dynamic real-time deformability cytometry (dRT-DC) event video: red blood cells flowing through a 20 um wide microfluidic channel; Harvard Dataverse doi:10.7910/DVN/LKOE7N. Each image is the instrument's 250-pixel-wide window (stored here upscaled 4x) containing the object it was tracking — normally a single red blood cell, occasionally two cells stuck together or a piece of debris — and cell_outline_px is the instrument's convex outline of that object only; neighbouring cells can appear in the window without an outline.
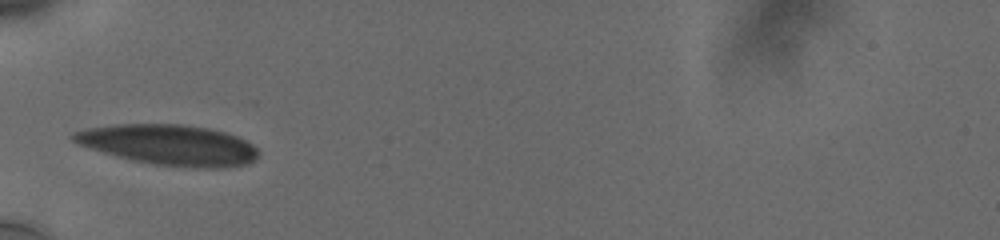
{"species": "human", "species_latin": "Homo sapiens", "temperature_condition": "cold", "stored_images_in_passage": 49, "camera_frame_rate_fps": 3000, "um_per_image_px": 0.085, "donor": {"sex": "male"}, "frame": {"image": 1, "passage_image": 1, "time_ms": 0.0, "image_size_px": [1000, 240], "cell_outline_px": [[260, 152], [256, 160], [248, 164], [228, 168], [192, 168], [152, 164], [132, 160], [116, 156], [88, 148], [76, 144], [68, 136], [72, 132], [88, 128], [116, 124], [180, 124], [208, 128], [224, 132], [236, 136], [252, 144]], "centroid_in_image_um": [14.36, 12.33], "position_along_channel_um": 70.6, "area_um2": 44.1}}
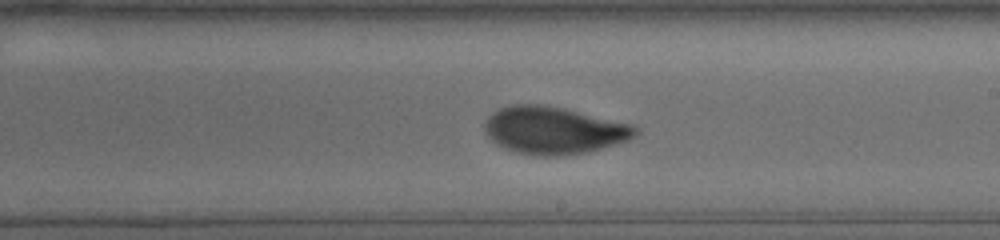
{"frame": {"image": 2, "passage_image": 25, "time_ms": 4.667, "image_size_px": [1000, 240], "cell_outline_px": [[640, 132], [636, 136], [628, 140], [616, 144], [588, 152], [564, 156], [532, 156], [516, 152], [496, 144], [484, 132], [484, 124], [488, 116], [492, 112], [500, 108], [512, 104], [540, 104], [560, 108], [628, 124], [640, 128]], "centroid_in_image_um": [47.03, 11.1], "position_along_channel_um": 242.0, "area_um2": 41.44}}
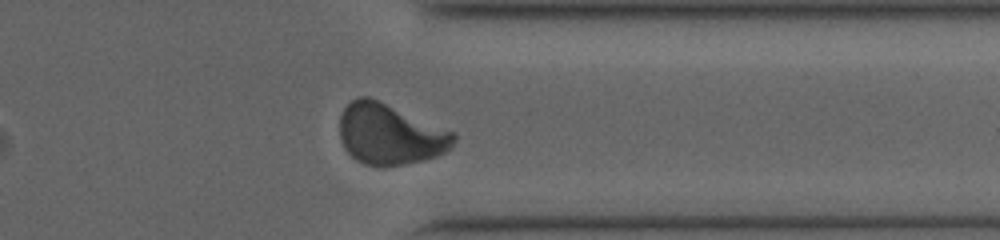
{"frame": {"image": 3, "passage_image": 45, "time_ms": 8.333, "image_size_px": [1000, 240], "cell_outline_px": [[456, 140], [452, 148], [448, 152], [424, 160], [404, 164], [364, 164], [356, 160], [344, 148], [340, 140], [340, 116], [344, 108], [352, 100], [360, 96], [368, 96], [456, 132]], "centroid_in_image_um": [33.18, 11.4], "position_along_channel_um": 378.2, "area_um2": 40.29}, "authors_computed_cell_mechanics": {"area_um2": 40.9224, "velocity_mm_per_s": 3.7208, "shape_relaxation_time_tau1_ms": 4.7128, "shape_relaxation_time_tau2_ms": 0.8104, "deformation_change_tau1": 0.1729, "deformation_change_tau2": 0.058}}